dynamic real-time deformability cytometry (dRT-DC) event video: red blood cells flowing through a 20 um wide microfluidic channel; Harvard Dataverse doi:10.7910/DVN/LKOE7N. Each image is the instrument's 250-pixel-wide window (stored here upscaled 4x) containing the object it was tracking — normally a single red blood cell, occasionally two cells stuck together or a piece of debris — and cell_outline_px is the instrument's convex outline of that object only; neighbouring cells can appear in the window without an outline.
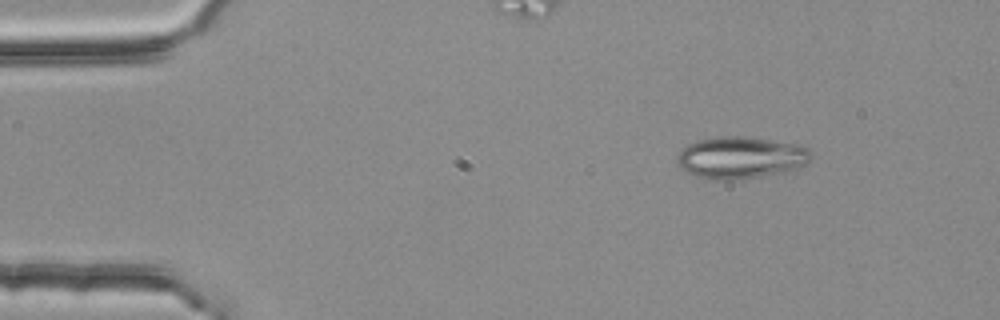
{"species": "common noctule bat (a hibernating species)", "species_latin": "Nyctalus noctula", "temperature_condition": "room temperature", "stored_images_in_passage": 48, "camera_frame_rate_fps": 3000, "um_per_image_px": 0.085, "animal": {"sex": "female", "body_mass_g": 25.1}, "frame": {"image": 1, "passage_image": 1, "time_ms": 0.0, "image_size_px": [1000, 320], "cell_outline_px": [[812, 156], [800, 168], [784, 172], [732, 180], [708, 180], [696, 176], [680, 168], [676, 164], [676, 156], [688, 144], [700, 140], [720, 136], [744, 136], [800, 144], [808, 148], [812, 152]], "centroid_in_image_um": [62.96, 13.39], "position_along_channel_um": 22.0, "area_um2": 32.89}}
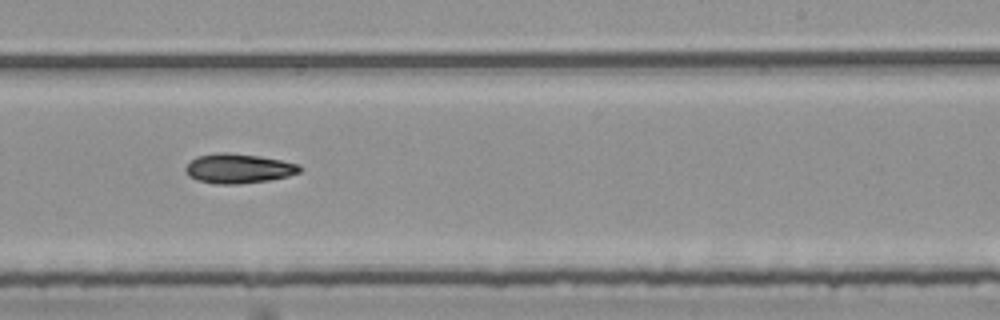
{"frame": {"image": 2, "passage_image": 27, "time_ms": 8.667, "image_size_px": [1000, 320], "cell_outline_px": [[304, 168], [300, 172], [288, 176], [268, 180], [240, 184], [220, 184], [200, 180], [188, 176], [184, 168], [196, 156], [216, 152], [228, 152], [260, 156], [300, 164]], "centroid_in_image_um": [20.29, 14.31], "position_along_channel_um": 268.7, "area_um2": 19.71}}
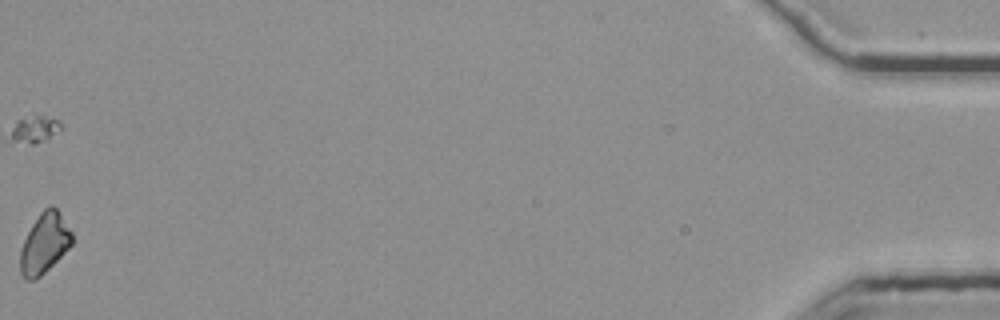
{"frame": {"image": 3, "passage_image": 48, "time_ms": 15.667, "image_size_px": [1000, 320], "cell_outline_px": [[72, 244], [36, 280], [24, 280], [20, 272], [20, 248], [32, 224], [40, 212], [44, 208], [52, 204], [56, 208], [72, 232]], "centroid_in_image_um": [3.75, 20.68], "position_along_channel_um": 431.4, "area_um2": 17.98}}